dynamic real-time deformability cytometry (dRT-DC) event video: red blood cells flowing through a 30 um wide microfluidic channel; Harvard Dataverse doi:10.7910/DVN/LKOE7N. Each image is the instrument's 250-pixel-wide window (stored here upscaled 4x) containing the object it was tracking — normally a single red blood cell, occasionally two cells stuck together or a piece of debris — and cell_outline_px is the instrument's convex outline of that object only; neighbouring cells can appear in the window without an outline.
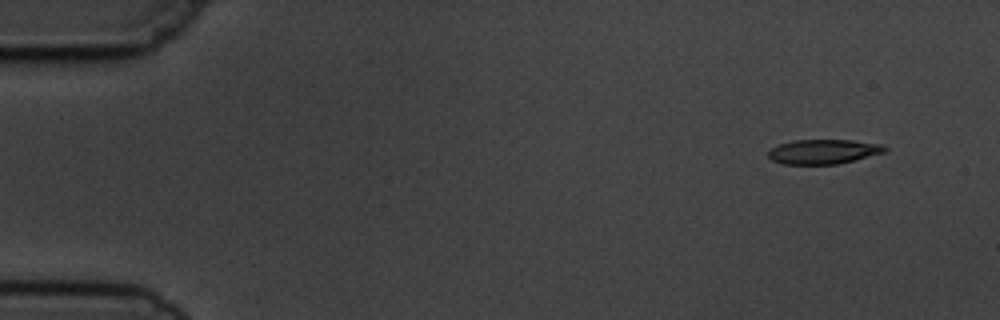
{"species": "common noctule bat (a hibernating species)", "species_latin": "Nyctalus noctula", "temperature_condition": "cold", "stored_images_in_passage": 6, "camera_frame_rate_fps": 3000, "um_per_image_px": 0.085, "animal": {"sex": "male", "body_mass_g": 19.5, "forearm_length_mm": 54.6}, "frame": {"image": 1, "passage_image": 1, "time_ms": 0.0, "image_size_px": [1000, 320], "cell_outline_px": [[888, 148], [884, 152], [836, 164], [784, 164], [772, 160], [768, 156], [768, 152], [772, 148], [780, 144], [792, 140], [852, 140], [884, 144]], "centroid_in_image_um": [69.99, 12.88], "position_along_channel_um": 15.0, "area_um2": 16.53}}
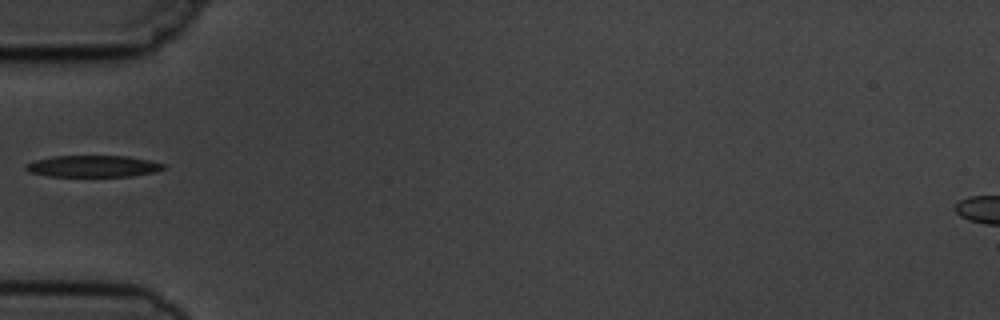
{"frame": {"image": 2, "passage_image": 5, "time_ms": 4.667, "image_size_px": [1000, 320], "cell_outline_px": [[164, 168], [156, 172], [132, 176], [48, 176], [28, 172], [24, 168], [24, 164], [36, 160], [52, 156], [128, 156], [148, 160], [164, 164]], "centroid_in_image_um": [7.87, 14.13], "position_along_channel_um": 77.1, "area_um2": 17.34}}
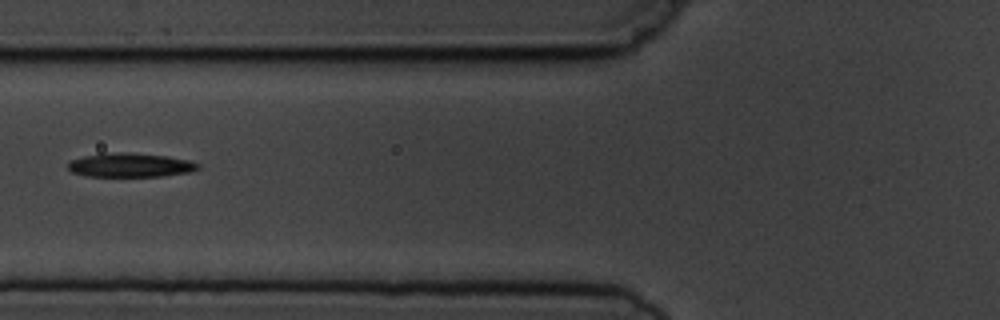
{"frame": {"image": 3, "passage_image": 6, "time_ms": 5.667, "image_size_px": [1000, 320], "cell_outline_px": [[200, 168], [188, 172], [164, 176], [84, 176], [72, 172], [68, 168], [68, 164], [72, 160], [84, 156], [100, 152], [128, 152], [168, 156], [188, 160], [200, 164]], "centroid_in_image_um": [11.06, 14.02], "position_along_channel_um": 114.7, "area_um2": 18.32}}